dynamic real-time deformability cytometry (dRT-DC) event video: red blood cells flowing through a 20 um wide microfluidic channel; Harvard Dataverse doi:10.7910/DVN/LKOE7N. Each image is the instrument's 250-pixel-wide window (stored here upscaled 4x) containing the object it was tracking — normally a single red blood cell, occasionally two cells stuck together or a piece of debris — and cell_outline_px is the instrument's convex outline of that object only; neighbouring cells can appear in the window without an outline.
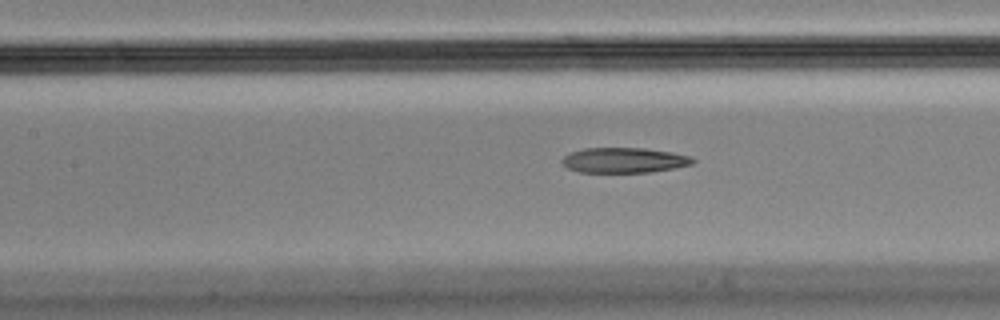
{"species": "Egyptian fruit bat (a non-hibernating species)", "species_latin": "Rousettus aegyptiacus", "temperature_condition": "cold", "stored_images_in_passage": 29, "camera_frame_rate_fps": 3000, "um_per_image_px": 0.085, "animal": {"sex": "male"}, "frame": {"image": 1, "passage_image": 13, "time_ms": 4.0, "image_size_px": [1000, 320], "cell_outline_px": [[696, 160], [692, 164], [676, 168], [652, 172], [580, 172], [568, 168], [560, 160], [564, 156], [572, 152], [584, 148], [644, 148], [672, 152], [692, 156]], "centroid_in_image_um": [53.09, 13.62], "position_along_channel_um": 154.3, "area_um2": 19.25}}
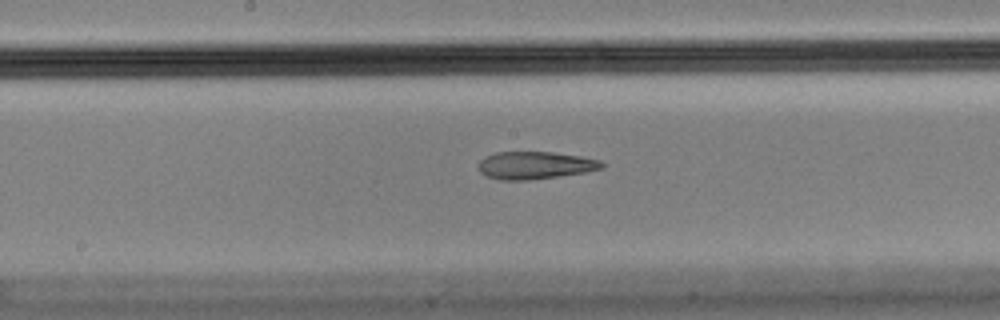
{"frame": {"image": 2, "passage_image": 17, "time_ms": 5.333, "image_size_px": [1000, 320], "cell_outline_px": [[604, 168], [584, 172], [528, 180], [500, 180], [488, 176], [480, 172], [476, 164], [484, 156], [496, 152], [552, 152], [580, 156], [600, 160], [604, 164]], "centroid_in_image_um": [45.44, 14.04], "position_along_channel_um": 202.8, "area_um2": 19.77}}